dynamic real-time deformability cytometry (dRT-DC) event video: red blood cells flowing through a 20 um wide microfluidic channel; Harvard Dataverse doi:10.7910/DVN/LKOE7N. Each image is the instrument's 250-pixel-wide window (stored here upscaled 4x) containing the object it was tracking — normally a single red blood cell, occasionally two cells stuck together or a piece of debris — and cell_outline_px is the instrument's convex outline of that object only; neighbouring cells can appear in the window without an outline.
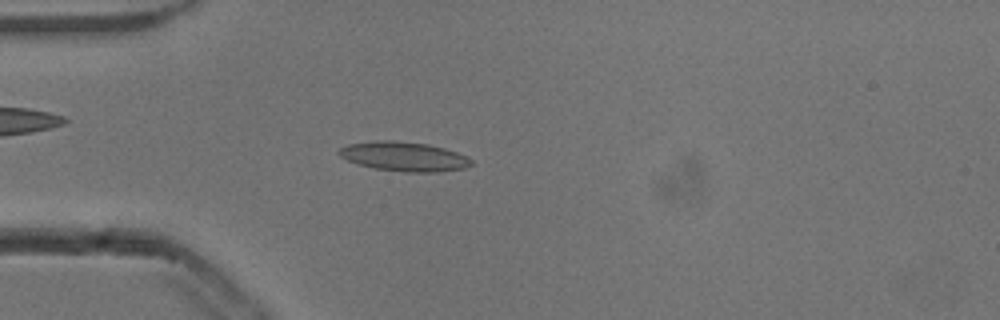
{"species": "common noctule bat (a hibernating species)", "species_latin": "Nyctalus noctula", "temperature_condition": "cold", "stored_images_in_passage": 52, "camera_frame_rate_fps": 3000, "um_per_image_px": 0.085, "animal": {"sex": "male", "body_mass_g": 13.3}, "frame": {"image": 1, "passage_image": 14, "time_ms": 4.333, "image_size_px": [1000, 320], "cell_outline_px": [[472, 164], [464, 168], [436, 172], [404, 172], [376, 168], [360, 164], [348, 160], [340, 156], [336, 152], [340, 148], [348, 144], [376, 140], [392, 140], [428, 144], [444, 148], [468, 156], [472, 160]], "centroid_in_image_um": [34.35, 13.29], "position_along_channel_um": 50.7, "area_um2": 22.54}}
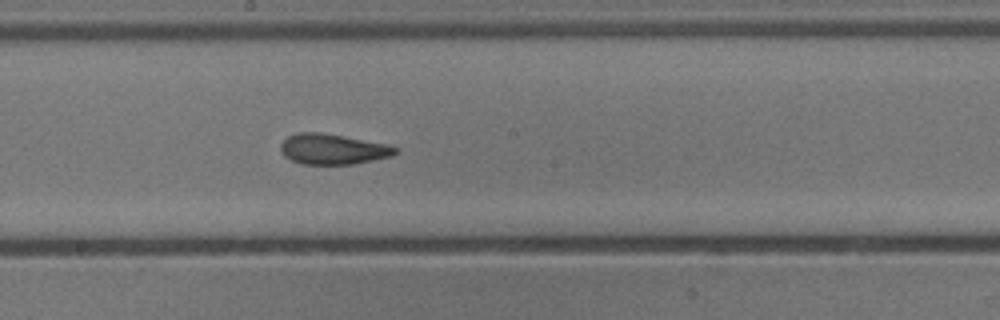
{"frame": {"image": 2, "passage_image": 28, "time_ms": 9.0, "image_size_px": [1000, 320], "cell_outline_px": [[400, 152], [392, 156], [352, 164], [304, 164], [292, 160], [284, 156], [280, 148], [280, 144], [288, 136], [296, 132], [320, 132], [388, 144], [396, 148]], "centroid_in_image_um": [28.29, 12.67], "position_along_channel_um": 219.9, "area_um2": 20.29}}
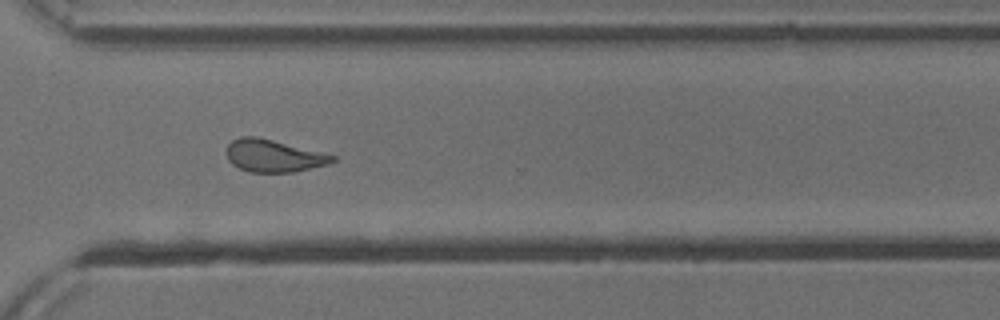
{"frame": {"image": 3, "passage_image": 38, "time_ms": 12.333, "image_size_px": [1000, 320], "cell_outline_px": [[336, 160], [328, 164], [292, 172], [248, 172], [232, 164], [228, 160], [228, 144], [232, 140], [240, 136], [256, 136], [336, 156]], "centroid_in_image_um": [23.23, 13.24], "position_along_channel_um": 347.4, "area_um2": 19.65}, "authors_computed_cell_mechanics": {"area_um2": 20.4901, "velocity_mm_per_s": 3.841, "shape_relaxation_time_tau1_ms": 8.7067, "shape_relaxation_time_tau2_ms": 2.1275, "deformation_change_tau1": 0.1874, "deformation_change_tau2": 0.0985}}